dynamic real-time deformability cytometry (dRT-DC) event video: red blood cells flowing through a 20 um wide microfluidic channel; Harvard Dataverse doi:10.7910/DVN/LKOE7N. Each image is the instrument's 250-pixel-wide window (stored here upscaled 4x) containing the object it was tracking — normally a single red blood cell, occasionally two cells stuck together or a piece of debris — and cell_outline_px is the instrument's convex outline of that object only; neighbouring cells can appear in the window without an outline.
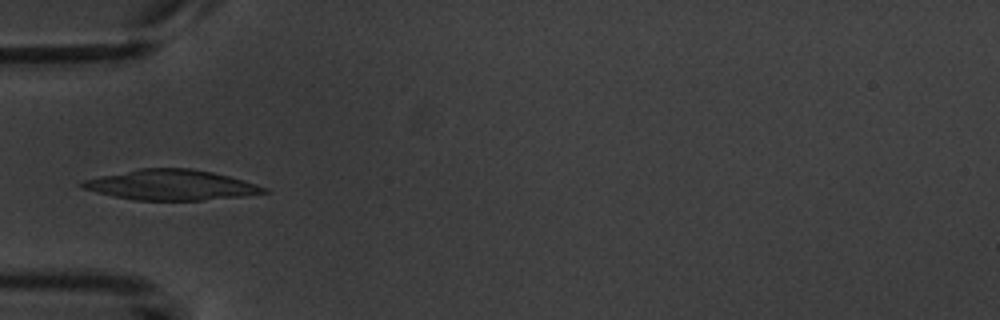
{"species": "common noctule bat (a hibernating species)", "species_latin": "Nyctalus noctula", "temperature_condition": "warm", "stored_images_in_passage": 5, "camera_frame_rate_fps": 3000, "um_per_image_px": 0.085, "animal": {"sex": "male", "body_mass_g": 20.1, "forearm_length_mm": 53.5}, "frame": {"image": 1, "passage_image": 5, "time_ms": 6.0, "image_size_px": [1000, 320], "cell_outline_px": [[268, 192], [244, 196], [204, 200], [136, 200], [116, 196], [80, 188], [76, 184], [84, 180], [140, 168], [192, 168], [212, 172], [244, 180], [268, 188]], "centroid_in_image_um": [14.56, 15.72], "position_along_channel_um": 70.4, "area_um2": 31.85}}